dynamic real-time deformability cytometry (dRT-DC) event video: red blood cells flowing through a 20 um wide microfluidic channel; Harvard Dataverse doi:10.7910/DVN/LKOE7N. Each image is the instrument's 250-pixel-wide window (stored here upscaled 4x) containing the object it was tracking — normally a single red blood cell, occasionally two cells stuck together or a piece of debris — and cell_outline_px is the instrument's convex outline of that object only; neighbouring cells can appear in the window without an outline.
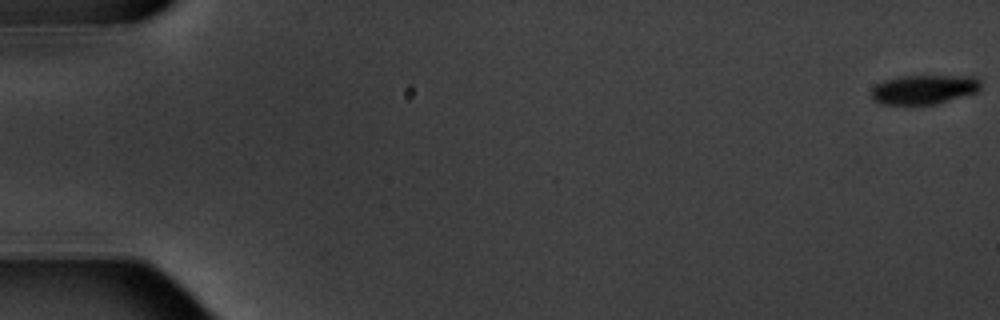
{"species": "common noctule bat (a hibernating species)", "species_latin": "Nyctalus noctula", "temperature_condition": "warm", "stored_images_in_passage": 6, "camera_frame_rate_fps": 3000, "um_per_image_px": 0.085, "animal": {"sex": "male", "body_mass_g": 20.1, "forearm_length_mm": 53.5}, "frame": {"image": 1, "passage_image": 1, "time_ms": 0.0, "image_size_px": [1000, 320], "cell_outline_px": [[980, 88], [976, 92], [936, 104], [880, 104], [872, 100], [868, 92], [876, 84], [884, 80], [900, 76], [976, 76], [980, 80]], "centroid_in_image_um": [78.48, 7.6], "position_along_channel_um": 6.5, "area_um2": 18.84}}
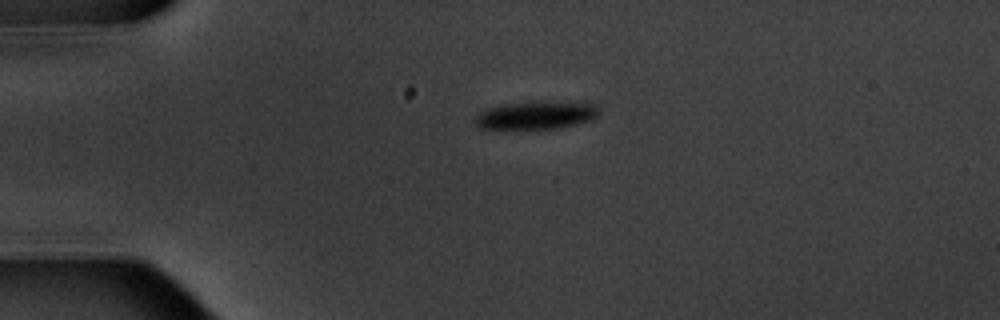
{"frame": {"image": 2, "passage_image": 5, "time_ms": 4.667, "image_size_px": [1000, 320], "cell_outline_px": [[600, 112], [592, 120], [560, 128], [476, 128], [472, 120], [472, 116], [484, 108], [504, 104], [540, 100], [544, 100], [596, 104]], "centroid_in_image_um": [45.5, 9.77], "position_along_channel_um": 39.5, "area_um2": 20.75}}